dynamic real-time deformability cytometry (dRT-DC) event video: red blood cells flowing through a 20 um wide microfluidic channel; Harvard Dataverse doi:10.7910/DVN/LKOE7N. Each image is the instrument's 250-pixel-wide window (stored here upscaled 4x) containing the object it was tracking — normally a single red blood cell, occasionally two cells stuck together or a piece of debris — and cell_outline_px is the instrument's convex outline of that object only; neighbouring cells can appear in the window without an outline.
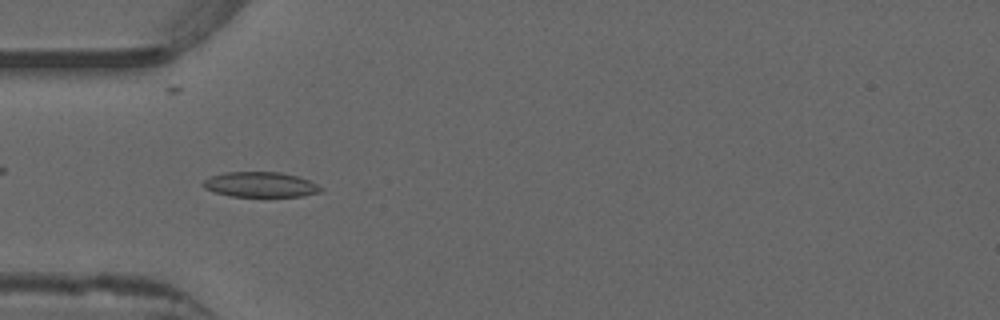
{"species": "common noctule bat (a hibernating species)", "species_latin": "Nyctalus noctula", "temperature_condition": "warm", "stored_images_in_passage": 41, "camera_frame_rate_fps": 3000, "um_per_image_px": 0.085, "animal": {"sex": "male", "forearm_length_mm": 52.5}, "frame": {"image": 1, "passage_image": 16, "time_ms": 5.0, "image_size_px": [1000, 320], "cell_outline_px": [[324, 188], [320, 192], [300, 196], [228, 196], [204, 188], [200, 184], [204, 180], [212, 176], [224, 172], [280, 172], [296, 176], [308, 180]], "centroid_in_image_um": [22.11, 15.68], "position_along_channel_um": 62.9, "area_um2": 17.11}}
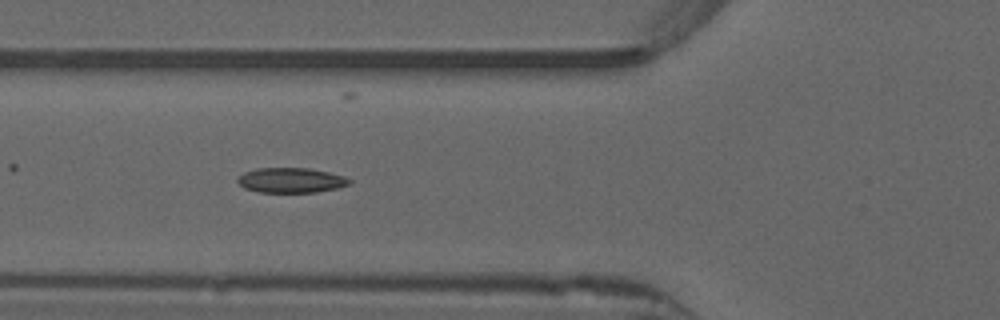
{"frame": {"image": 2, "passage_image": 19, "time_ms": 6.0, "image_size_px": [1000, 320], "cell_outline_px": [[352, 180], [348, 184], [336, 188], [316, 192], [260, 192], [244, 188], [236, 180], [236, 176], [244, 172], [256, 168], [308, 168], [328, 172], [344, 176]], "centroid_in_image_um": [24.68, 15.31], "position_along_channel_um": 101.1, "area_um2": 16.24}}
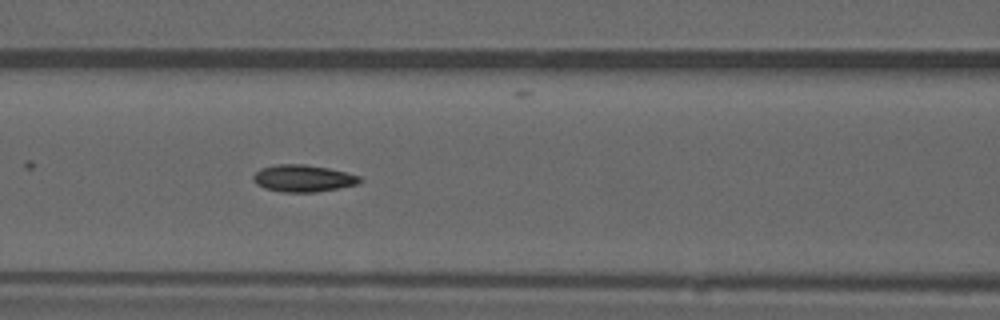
{"frame": {"image": 3, "passage_image": 22, "time_ms": 7.0, "image_size_px": [1000, 320], "cell_outline_px": [[364, 180], [356, 184], [316, 192], [284, 192], [264, 188], [256, 184], [252, 180], [252, 176], [260, 168], [276, 164], [304, 164], [328, 168], [360, 176]], "centroid_in_image_um": [25.72, 15.15], "position_along_channel_um": 140.9, "area_um2": 16.7}, "authors_computed_cell_mechanics": {"area_um2": 16.5886, "velocity_mm_per_s": 3.9302, "shape_relaxation_time_tau1_ms": null, "shape_relaxation_time_tau2_ms": 2.6932, "deformation_change_tau1": null, "deformation_change_tau2": 0.0871}}